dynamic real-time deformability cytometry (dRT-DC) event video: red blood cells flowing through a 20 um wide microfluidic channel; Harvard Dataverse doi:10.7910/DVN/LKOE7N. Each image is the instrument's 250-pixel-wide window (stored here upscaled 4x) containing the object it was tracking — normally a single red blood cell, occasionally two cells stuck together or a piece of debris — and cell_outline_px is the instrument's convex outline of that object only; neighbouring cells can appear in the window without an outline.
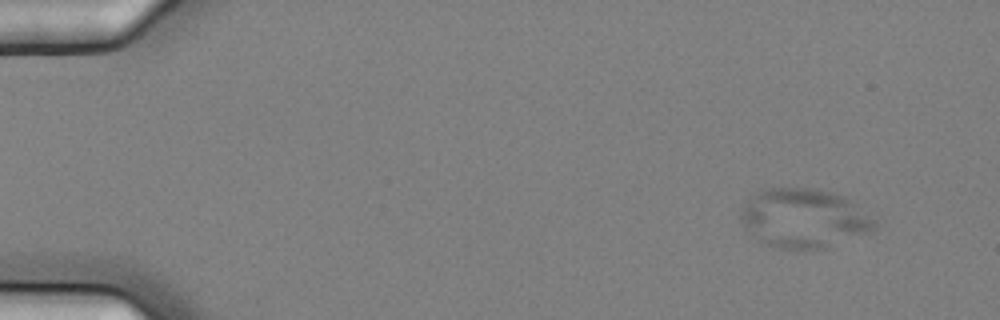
{"species": "common noctule bat (a hibernating species)", "species_latin": "Nyctalus noctula", "temperature_condition": "cold", "stored_images_in_passage": 6, "camera_frame_rate_fps": 3000, "um_per_image_px": 0.085, "animal": {"sex": "female", "body_mass_g": 25.1}, "frame": {"image": 1, "passage_image": 2, "time_ms": 0.333, "image_size_px": [1000, 320], "cell_outline_px": [[876, 228], [872, 232], [828, 248], [776, 248], [760, 244], [748, 236], [740, 220], [740, 212], [744, 204], [756, 192], [768, 188], [816, 188], [832, 192], [844, 196], [852, 200], [876, 220]], "centroid_in_image_um": [68.31, 18.57], "position_along_channel_um": 16.7, "area_um2": 47.05}}